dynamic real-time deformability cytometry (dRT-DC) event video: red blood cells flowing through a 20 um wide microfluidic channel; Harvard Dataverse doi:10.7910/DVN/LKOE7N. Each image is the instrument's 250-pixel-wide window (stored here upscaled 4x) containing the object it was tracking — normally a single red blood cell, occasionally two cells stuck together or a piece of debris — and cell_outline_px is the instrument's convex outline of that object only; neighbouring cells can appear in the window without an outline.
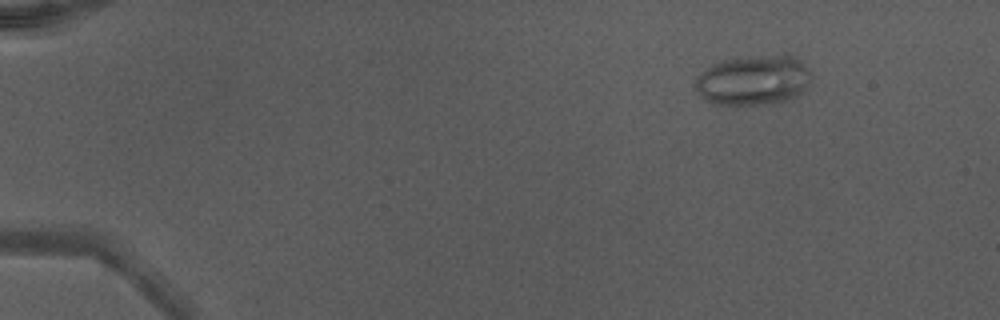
{"species": "Egyptian fruit bat (a non-hibernating species)", "species_latin": "Rousettus aegyptiacus", "temperature_condition": "warm", "stored_images_in_passage": 49, "camera_frame_rate_fps": 3000, "um_per_image_px": 0.085, "animal": {"sex": "male"}, "frame": {"image": 1, "passage_image": 7, "time_ms": 2.0, "image_size_px": [1000, 320], "cell_outline_px": [[812, 80], [804, 92], [788, 100], [768, 104], [712, 104], [704, 100], [696, 88], [696, 76], [704, 68], [712, 64], [724, 60], [764, 56], [792, 56], [800, 60], [808, 68]], "centroid_in_image_um": [64.04, 6.84], "position_along_channel_um": 21.0, "area_um2": 33.58}}
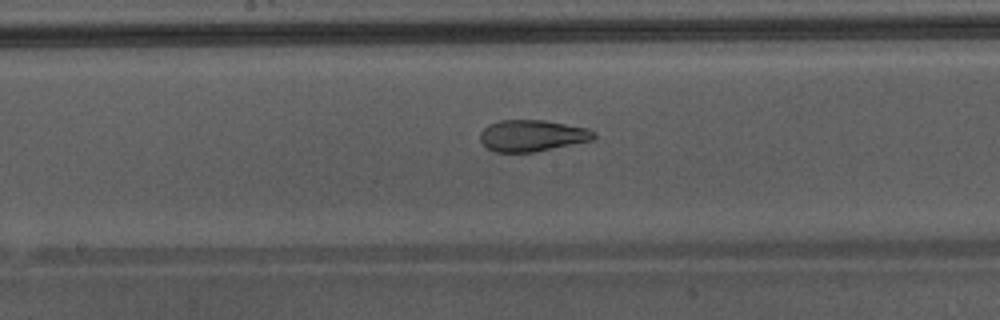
{"frame": {"image": 2, "passage_image": 28, "time_ms": 9.0, "image_size_px": [1000, 320], "cell_outline_px": [[596, 136], [592, 140], [532, 152], [496, 152], [488, 148], [480, 140], [480, 132], [488, 124], [500, 120], [544, 120], [588, 128], [596, 132]], "centroid_in_image_um": [45.22, 11.52], "position_along_channel_um": 203.0, "area_um2": 20.75}}
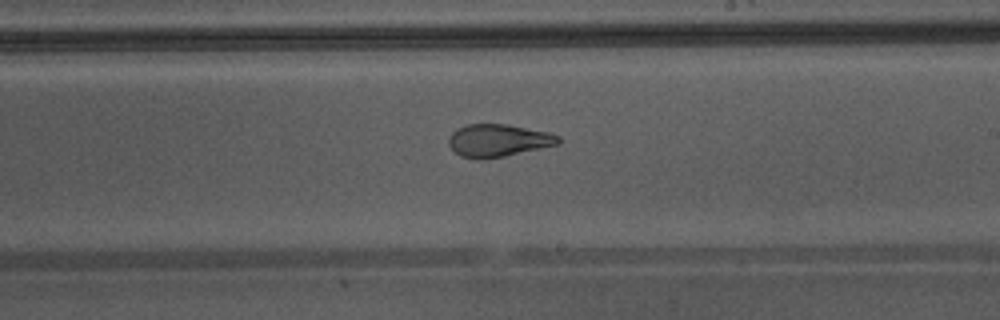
{"frame": {"image": 3, "passage_image": 31, "time_ms": 10.0, "image_size_px": [1000, 320], "cell_outline_px": [[560, 144], [504, 156], [460, 156], [448, 144], [448, 140], [452, 132], [456, 128], [468, 124], [508, 124], [548, 132], [560, 136]], "centroid_in_image_um": [42.39, 11.89], "position_along_channel_um": 246.6, "area_um2": 20.23}, "authors_computed_cell_mechanics": {"area_um2": 25.0852, "velocity_mm_per_s": 4.3827, "shape_relaxation_time_tau1_ms": null, "shape_relaxation_time_tau2_ms": 0.9605, "deformation_change_tau1": null, "deformation_change_tau2": 0.0708}}